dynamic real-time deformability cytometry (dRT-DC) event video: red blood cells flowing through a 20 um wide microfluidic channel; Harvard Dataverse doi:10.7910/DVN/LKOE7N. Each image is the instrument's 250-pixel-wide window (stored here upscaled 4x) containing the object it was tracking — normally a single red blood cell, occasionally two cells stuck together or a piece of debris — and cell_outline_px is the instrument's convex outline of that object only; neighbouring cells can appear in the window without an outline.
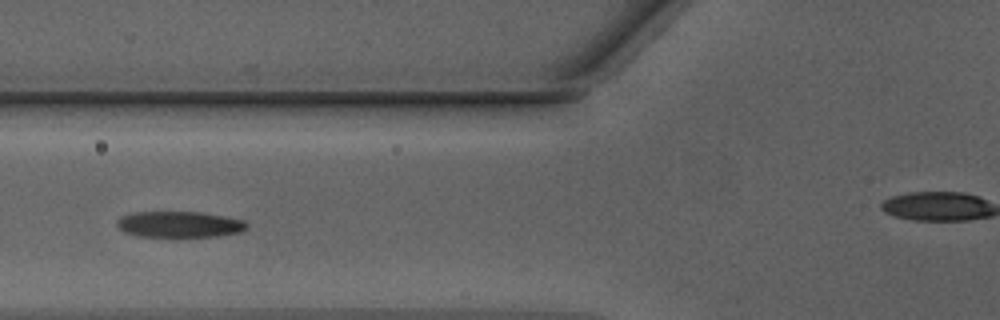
{"species": "Egyptian fruit bat (a non-hibernating species)", "species_latin": "Rousettus aegyptiacus", "temperature_condition": "warm", "stored_images_in_passage": 42, "camera_frame_rate_fps": 3000, "um_per_image_px": 0.085, "animal": {"sex": "male"}, "frame": {"image": 1, "passage_image": 12, "time_ms": 3.667, "image_size_px": [1000, 320], "cell_outline_px": [[248, 228], [240, 232], [220, 236], [140, 236], [124, 232], [116, 224], [116, 220], [120, 216], [136, 212], [204, 212], [244, 220], [248, 224]], "centroid_in_image_um": [15.27, 19.06], "position_along_channel_um": 110.5, "area_um2": 19.71}}
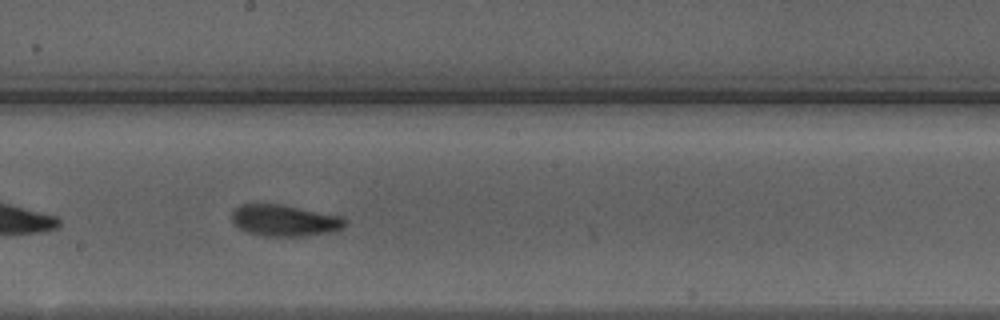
{"frame": {"image": 2, "passage_image": 20, "time_ms": 6.333, "image_size_px": [1000, 320], "cell_outline_px": [[348, 224], [336, 232], [300, 236], [264, 236], [248, 232], [232, 224], [232, 212], [240, 204], [284, 204], [344, 216]], "centroid_in_image_um": [24.25, 18.73], "position_along_channel_um": 224.0, "area_um2": 21.15}}
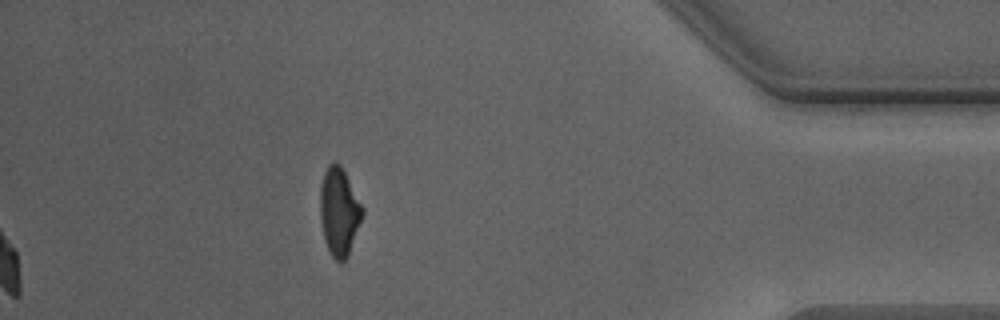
{"frame": {"image": 3, "passage_image": 42, "time_ms": 13.667, "image_size_px": [1000, 320], "cell_outline_px": [[364, 212], [348, 256], [344, 260], [336, 260], [332, 256], [324, 240], [320, 216], [320, 188], [324, 172], [328, 164], [336, 160], [340, 164], [364, 208]], "centroid_in_image_um": [28.82, 17.95], "position_along_channel_um": 406.4, "area_um2": 21.56}, "authors_computed_cell_mechanics": {"area_um2": 20.9236, "velocity_mm_per_s": 4.2589, "shape_relaxation_time_tau1_ms": 3.1883, "shape_relaxation_time_tau2_ms": 1.8728, "deformation_change_tau1": 0.1485, "deformation_change_tau2": 0.0848}}